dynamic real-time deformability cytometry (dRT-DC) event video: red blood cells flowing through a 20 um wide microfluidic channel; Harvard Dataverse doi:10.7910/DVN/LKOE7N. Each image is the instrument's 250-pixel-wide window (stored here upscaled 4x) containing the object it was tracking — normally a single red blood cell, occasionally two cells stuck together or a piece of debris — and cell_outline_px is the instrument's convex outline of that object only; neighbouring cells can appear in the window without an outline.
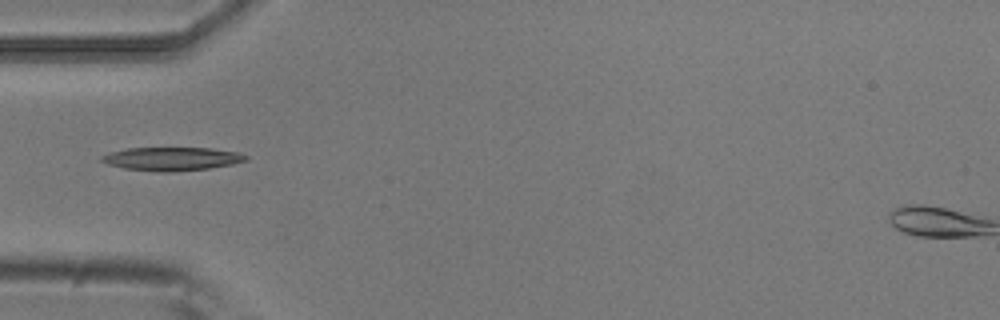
{"species": "common noctule bat (a hibernating species)", "species_latin": "Nyctalus noctula", "temperature_condition": "room temperature", "stored_images_in_passage": 4, "camera_frame_rate_fps": 3000, "um_per_image_px": 0.085, "animal": {"sex": "male", "body_mass_g": 20.5, "forearm_length_mm": 52.5}, "frame": {"image": 1, "passage_image": 4, "time_ms": 1.0, "image_size_px": [1000, 320], "cell_outline_px": [[248, 160], [232, 164], [208, 168], [168, 172], [160, 172], [124, 168], [108, 164], [100, 160], [100, 156], [112, 152], [128, 148], [212, 148], [236, 152], [248, 156]], "centroid_in_image_um": [14.6, 13.5], "position_along_channel_um": 70.4, "area_um2": 19.48}}